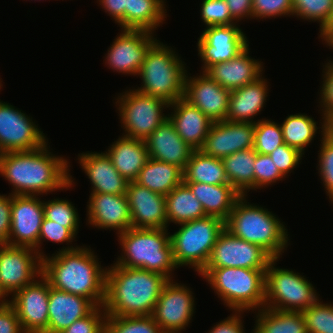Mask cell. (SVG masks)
<instances>
[{"label":"cell","mask_w":333,"mask_h":333,"mask_svg":"<svg viewBox=\"0 0 333 333\" xmlns=\"http://www.w3.org/2000/svg\"><path fill=\"white\" fill-rule=\"evenodd\" d=\"M48 143L32 151L0 154V175L12 185L11 195L47 196L74 187L70 161L50 152Z\"/></svg>","instance_id":"cell-1"},{"label":"cell","mask_w":333,"mask_h":333,"mask_svg":"<svg viewBox=\"0 0 333 333\" xmlns=\"http://www.w3.org/2000/svg\"><path fill=\"white\" fill-rule=\"evenodd\" d=\"M92 250L83 245L46 255L42 259V275L51 287L87 298L96 306H104L107 266H101Z\"/></svg>","instance_id":"cell-2"},{"label":"cell","mask_w":333,"mask_h":333,"mask_svg":"<svg viewBox=\"0 0 333 333\" xmlns=\"http://www.w3.org/2000/svg\"><path fill=\"white\" fill-rule=\"evenodd\" d=\"M110 266V267H109ZM107 266V316H150L169 279L162 274L116 264Z\"/></svg>","instance_id":"cell-3"},{"label":"cell","mask_w":333,"mask_h":333,"mask_svg":"<svg viewBox=\"0 0 333 333\" xmlns=\"http://www.w3.org/2000/svg\"><path fill=\"white\" fill-rule=\"evenodd\" d=\"M247 199V195H242L236 201L225 228L240 239L261 246L273 258H281L290 245L287 226L272 211Z\"/></svg>","instance_id":"cell-4"},{"label":"cell","mask_w":333,"mask_h":333,"mask_svg":"<svg viewBox=\"0 0 333 333\" xmlns=\"http://www.w3.org/2000/svg\"><path fill=\"white\" fill-rule=\"evenodd\" d=\"M117 237L122 251L114 264L152 271L173 280L178 267L174 263L168 229L131 227Z\"/></svg>","instance_id":"cell-5"},{"label":"cell","mask_w":333,"mask_h":333,"mask_svg":"<svg viewBox=\"0 0 333 333\" xmlns=\"http://www.w3.org/2000/svg\"><path fill=\"white\" fill-rule=\"evenodd\" d=\"M187 63L171 46L157 40L149 49L137 74L141 93L158 97L168 104L184 97Z\"/></svg>","instance_id":"cell-6"},{"label":"cell","mask_w":333,"mask_h":333,"mask_svg":"<svg viewBox=\"0 0 333 333\" xmlns=\"http://www.w3.org/2000/svg\"><path fill=\"white\" fill-rule=\"evenodd\" d=\"M266 270L213 268L202 279H205L227 309L248 313L264 308Z\"/></svg>","instance_id":"cell-7"},{"label":"cell","mask_w":333,"mask_h":333,"mask_svg":"<svg viewBox=\"0 0 333 333\" xmlns=\"http://www.w3.org/2000/svg\"><path fill=\"white\" fill-rule=\"evenodd\" d=\"M177 226L178 230L170 234L174 263L178 268L188 266L199 274L207 265L225 222L206 216Z\"/></svg>","instance_id":"cell-8"},{"label":"cell","mask_w":333,"mask_h":333,"mask_svg":"<svg viewBox=\"0 0 333 333\" xmlns=\"http://www.w3.org/2000/svg\"><path fill=\"white\" fill-rule=\"evenodd\" d=\"M280 258H273L265 271L266 308L302 312L320 297L314 285L294 269L276 267Z\"/></svg>","instance_id":"cell-9"},{"label":"cell","mask_w":333,"mask_h":333,"mask_svg":"<svg viewBox=\"0 0 333 333\" xmlns=\"http://www.w3.org/2000/svg\"><path fill=\"white\" fill-rule=\"evenodd\" d=\"M134 87L126 89L115 98L122 135L145 140L168 115L164 109L169 104L155 96L139 92ZM166 114V115H165Z\"/></svg>","instance_id":"cell-10"},{"label":"cell","mask_w":333,"mask_h":333,"mask_svg":"<svg viewBox=\"0 0 333 333\" xmlns=\"http://www.w3.org/2000/svg\"><path fill=\"white\" fill-rule=\"evenodd\" d=\"M272 259L261 246L240 239L224 228L213 246L207 265L198 275L203 278L211 269L222 267L267 269Z\"/></svg>","instance_id":"cell-11"},{"label":"cell","mask_w":333,"mask_h":333,"mask_svg":"<svg viewBox=\"0 0 333 333\" xmlns=\"http://www.w3.org/2000/svg\"><path fill=\"white\" fill-rule=\"evenodd\" d=\"M192 289L174 279L162 289L152 312L154 321L163 333H183L195 314V296Z\"/></svg>","instance_id":"cell-12"},{"label":"cell","mask_w":333,"mask_h":333,"mask_svg":"<svg viewBox=\"0 0 333 333\" xmlns=\"http://www.w3.org/2000/svg\"><path fill=\"white\" fill-rule=\"evenodd\" d=\"M36 124L32 116L0 100V154L32 151L44 146L48 138Z\"/></svg>","instance_id":"cell-13"},{"label":"cell","mask_w":333,"mask_h":333,"mask_svg":"<svg viewBox=\"0 0 333 333\" xmlns=\"http://www.w3.org/2000/svg\"><path fill=\"white\" fill-rule=\"evenodd\" d=\"M41 274L42 258L34 249L0 244V286L9 298Z\"/></svg>","instance_id":"cell-14"},{"label":"cell","mask_w":333,"mask_h":333,"mask_svg":"<svg viewBox=\"0 0 333 333\" xmlns=\"http://www.w3.org/2000/svg\"><path fill=\"white\" fill-rule=\"evenodd\" d=\"M248 46L249 40L238 24L206 27L196 47L202 61L201 72L237 57Z\"/></svg>","instance_id":"cell-15"},{"label":"cell","mask_w":333,"mask_h":333,"mask_svg":"<svg viewBox=\"0 0 333 333\" xmlns=\"http://www.w3.org/2000/svg\"><path fill=\"white\" fill-rule=\"evenodd\" d=\"M103 61L114 72L136 76L151 46L157 41L156 34L144 30L119 29ZM155 35V36H154Z\"/></svg>","instance_id":"cell-16"},{"label":"cell","mask_w":333,"mask_h":333,"mask_svg":"<svg viewBox=\"0 0 333 333\" xmlns=\"http://www.w3.org/2000/svg\"><path fill=\"white\" fill-rule=\"evenodd\" d=\"M9 299L24 333H44L47 330L49 282L42 274Z\"/></svg>","instance_id":"cell-17"},{"label":"cell","mask_w":333,"mask_h":333,"mask_svg":"<svg viewBox=\"0 0 333 333\" xmlns=\"http://www.w3.org/2000/svg\"><path fill=\"white\" fill-rule=\"evenodd\" d=\"M43 200L38 196L11 195V229L8 242L12 246L29 247L38 253Z\"/></svg>","instance_id":"cell-18"},{"label":"cell","mask_w":333,"mask_h":333,"mask_svg":"<svg viewBox=\"0 0 333 333\" xmlns=\"http://www.w3.org/2000/svg\"><path fill=\"white\" fill-rule=\"evenodd\" d=\"M190 75L187 71L183 98L213 122L226 120L231 90L222 87L204 72Z\"/></svg>","instance_id":"cell-19"},{"label":"cell","mask_w":333,"mask_h":333,"mask_svg":"<svg viewBox=\"0 0 333 333\" xmlns=\"http://www.w3.org/2000/svg\"><path fill=\"white\" fill-rule=\"evenodd\" d=\"M254 133L255 123L213 122L201 150L206 155L223 159L235 152L253 148Z\"/></svg>","instance_id":"cell-20"},{"label":"cell","mask_w":333,"mask_h":333,"mask_svg":"<svg viewBox=\"0 0 333 333\" xmlns=\"http://www.w3.org/2000/svg\"><path fill=\"white\" fill-rule=\"evenodd\" d=\"M87 223L101 230H116V235L132 227L126 195L90 193Z\"/></svg>","instance_id":"cell-21"},{"label":"cell","mask_w":333,"mask_h":333,"mask_svg":"<svg viewBox=\"0 0 333 333\" xmlns=\"http://www.w3.org/2000/svg\"><path fill=\"white\" fill-rule=\"evenodd\" d=\"M126 197L132 228L167 229L164 195L131 181L127 186Z\"/></svg>","instance_id":"cell-22"},{"label":"cell","mask_w":333,"mask_h":333,"mask_svg":"<svg viewBox=\"0 0 333 333\" xmlns=\"http://www.w3.org/2000/svg\"><path fill=\"white\" fill-rule=\"evenodd\" d=\"M78 164L90 180L91 193L126 195L128 181L116 170L106 152H82Z\"/></svg>","instance_id":"cell-23"},{"label":"cell","mask_w":333,"mask_h":333,"mask_svg":"<svg viewBox=\"0 0 333 333\" xmlns=\"http://www.w3.org/2000/svg\"><path fill=\"white\" fill-rule=\"evenodd\" d=\"M149 158L180 167L183 171L194 149L178 135L169 118L145 140Z\"/></svg>","instance_id":"cell-24"},{"label":"cell","mask_w":333,"mask_h":333,"mask_svg":"<svg viewBox=\"0 0 333 333\" xmlns=\"http://www.w3.org/2000/svg\"><path fill=\"white\" fill-rule=\"evenodd\" d=\"M96 307L87 298L57 290L49 284L48 327L44 333H61Z\"/></svg>","instance_id":"cell-25"},{"label":"cell","mask_w":333,"mask_h":333,"mask_svg":"<svg viewBox=\"0 0 333 333\" xmlns=\"http://www.w3.org/2000/svg\"><path fill=\"white\" fill-rule=\"evenodd\" d=\"M168 118L178 135L194 150H201L213 121L184 98L169 104Z\"/></svg>","instance_id":"cell-26"},{"label":"cell","mask_w":333,"mask_h":333,"mask_svg":"<svg viewBox=\"0 0 333 333\" xmlns=\"http://www.w3.org/2000/svg\"><path fill=\"white\" fill-rule=\"evenodd\" d=\"M249 53L248 46L237 57L210 66L204 73L229 90L245 86L257 80L265 71L264 63L259 59L252 58Z\"/></svg>","instance_id":"cell-27"},{"label":"cell","mask_w":333,"mask_h":333,"mask_svg":"<svg viewBox=\"0 0 333 333\" xmlns=\"http://www.w3.org/2000/svg\"><path fill=\"white\" fill-rule=\"evenodd\" d=\"M264 77L262 75L245 86L231 90L226 120L242 123H256L261 120L254 118L263 111L271 88Z\"/></svg>","instance_id":"cell-28"},{"label":"cell","mask_w":333,"mask_h":333,"mask_svg":"<svg viewBox=\"0 0 333 333\" xmlns=\"http://www.w3.org/2000/svg\"><path fill=\"white\" fill-rule=\"evenodd\" d=\"M112 142L106 149L116 170L128 181H135L149 159L144 140L124 135Z\"/></svg>","instance_id":"cell-29"},{"label":"cell","mask_w":333,"mask_h":333,"mask_svg":"<svg viewBox=\"0 0 333 333\" xmlns=\"http://www.w3.org/2000/svg\"><path fill=\"white\" fill-rule=\"evenodd\" d=\"M202 204L207 216H215L224 222L228 219L236 201L242 196L230 184L212 185L185 183Z\"/></svg>","instance_id":"cell-30"},{"label":"cell","mask_w":333,"mask_h":333,"mask_svg":"<svg viewBox=\"0 0 333 333\" xmlns=\"http://www.w3.org/2000/svg\"><path fill=\"white\" fill-rule=\"evenodd\" d=\"M166 0H127L125 29L156 33L167 18Z\"/></svg>","instance_id":"cell-31"},{"label":"cell","mask_w":333,"mask_h":333,"mask_svg":"<svg viewBox=\"0 0 333 333\" xmlns=\"http://www.w3.org/2000/svg\"><path fill=\"white\" fill-rule=\"evenodd\" d=\"M183 173V170L176 165L149 158L135 182L166 196L184 182Z\"/></svg>","instance_id":"cell-32"},{"label":"cell","mask_w":333,"mask_h":333,"mask_svg":"<svg viewBox=\"0 0 333 333\" xmlns=\"http://www.w3.org/2000/svg\"><path fill=\"white\" fill-rule=\"evenodd\" d=\"M167 228L170 223L179 225L206 217L202 204L183 182L165 196Z\"/></svg>","instance_id":"cell-33"},{"label":"cell","mask_w":333,"mask_h":333,"mask_svg":"<svg viewBox=\"0 0 333 333\" xmlns=\"http://www.w3.org/2000/svg\"><path fill=\"white\" fill-rule=\"evenodd\" d=\"M184 183L229 184L222 159L194 150L187 162Z\"/></svg>","instance_id":"cell-34"},{"label":"cell","mask_w":333,"mask_h":333,"mask_svg":"<svg viewBox=\"0 0 333 333\" xmlns=\"http://www.w3.org/2000/svg\"><path fill=\"white\" fill-rule=\"evenodd\" d=\"M319 123L321 127L317 126L318 122L314 117L305 113L288 115L281 123L284 143L305 154L306 148L314 141L316 134L324 135V119H320Z\"/></svg>","instance_id":"cell-35"},{"label":"cell","mask_w":333,"mask_h":333,"mask_svg":"<svg viewBox=\"0 0 333 333\" xmlns=\"http://www.w3.org/2000/svg\"><path fill=\"white\" fill-rule=\"evenodd\" d=\"M254 313L256 320L253 327L257 333H307L301 312L264 307Z\"/></svg>","instance_id":"cell-36"},{"label":"cell","mask_w":333,"mask_h":333,"mask_svg":"<svg viewBox=\"0 0 333 333\" xmlns=\"http://www.w3.org/2000/svg\"><path fill=\"white\" fill-rule=\"evenodd\" d=\"M254 148L235 152L222 159L229 184L241 195H249L254 191V163L256 158Z\"/></svg>","instance_id":"cell-37"},{"label":"cell","mask_w":333,"mask_h":333,"mask_svg":"<svg viewBox=\"0 0 333 333\" xmlns=\"http://www.w3.org/2000/svg\"><path fill=\"white\" fill-rule=\"evenodd\" d=\"M79 228H65V224H58L56 222H53L51 220H48L44 217L40 233H39V242H38V255L43 259L46 254L43 251L42 245L44 241H50L52 243H60L67 245L66 247L63 245V248H59L58 251H71L74 249H77L80 247L79 245L75 246V243L72 244V242L77 241V234H78ZM72 244V245H71ZM42 248V249H40Z\"/></svg>","instance_id":"cell-38"},{"label":"cell","mask_w":333,"mask_h":333,"mask_svg":"<svg viewBox=\"0 0 333 333\" xmlns=\"http://www.w3.org/2000/svg\"><path fill=\"white\" fill-rule=\"evenodd\" d=\"M293 15L303 21L318 22L319 33L329 24L333 0H292Z\"/></svg>","instance_id":"cell-39"},{"label":"cell","mask_w":333,"mask_h":333,"mask_svg":"<svg viewBox=\"0 0 333 333\" xmlns=\"http://www.w3.org/2000/svg\"><path fill=\"white\" fill-rule=\"evenodd\" d=\"M105 333H163L150 316H107Z\"/></svg>","instance_id":"cell-40"},{"label":"cell","mask_w":333,"mask_h":333,"mask_svg":"<svg viewBox=\"0 0 333 333\" xmlns=\"http://www.w3.org/2000/svg\"><path fill=\"white\" fill-rule=\"evenodd\" d=\"M284 144L281 124L262 118L255 123L254 145L256 153L269 155Z\"/></svg>","instance_id":"cell-41"},{"label":"cell","mask_w":333,"mask_h":333,"mask_svg":"<svg viewBox=\"0 0 333 333\" xmlns=\"http://www.w3.org/2000/svg\"><path fill=\"white\" fill-rule=\"evenodd\" d=\"M301 313L307 333H333V302L324 303L319 298Z\"/></svg>","instance_id":"cell-42"},{"label":"cell","mask_w":333,"mask_h":333,"mask_svg":"<svg viewBox=\"0 0 333 333\" xmlns=\"http://www.w3.org/2000/svg\"><path fill=\"white\" fill-rule=\"evenodd\" d=\"M44 217L58 224H65V228H79V214L74 204L67 199L53 198L43 200Z\"/></svg>","instance_id":"cell-43"},{"label":"cell","mask_w":333,"mask_h":333,"mask_svg":"<svg viewBox=\"0 0 333 333\" xmlns=\"http://www.w3.org/2000/svg\"><path fill=\"white\" fill-rule=\"evenodd\" d=\"M317 170L325 193L333 204V142L324 135L320 136Z\"/></svg>","instance_id":"cell-44"},{"label":"cell","mask_w":333,"mask_h":333,"mask_svg":"<svg viewBox=\"0 0 333 333\" xmlns=\"http://www.w3.org/2000/svg\"><path fill=\"white\" fill-rule=\"evenodd\" d=\"M200 16L206 27L239 24L229 11L225 0H202Z\"/></svg>","instance_id":"cell-45"},{"label":"cell","mask_w":333,"mask_h":333,"mask_svg":"<svg viewBox=\"0 0 333 333\" xmlns=\"http://www.w3.org/2000/svg\"><path fill=\"white\" fill-rule=\"evenodd\" d=\"M285 177L279 172L269 155L256 154L254 163V191L268 188Z\"/></svg>","instance_id":"cell-46"},{"label":"cell","mask_w":333,"mask_h":333,"mask_svg":"<svg viewBox=\"0 0 333 333\" xmlns=\"http://www.w3.org/2000/svg\"><path fill=\"white\" fill-rule=\"evenodd\" d=\"M252 19H272L291 17L293 15L292 0H253Z\"/></svg>","instance_id":"cell-47"},{"label":"cell","mask_w":333,"mask_h":333,"mask_svg":"<svg viewBox=\"0 0 333 333\" xmlns=\"http://www.w3.org/2000/svg\"><path fill=\"white\" fill-rule=\"evenodd\" d=\"M106 317L104 306H97L89 315L76 320L61 333H105Z\"/></svg>","instance_id":"cell-48"},{"label":"cell","mask_w":333,"mask_h":333,"mask_svg":"<svg viewBox=\"0 0 333 333\" xmlns=\"http://www.w3.org/2000/svg\"><path fill=\"white\" fill-rule=\"evenodd\" d=\"M303 155L298 149L288 146L286 143L277 147L269 157L275 163L279 172L287 178L295 168L301 164Z\"/></svg>","instance_id":"cell-49"},{"label":"cell","mask_w":333,"mask_h":333,"mask_svg":"<svg viewBox=\"0 0 333 333\" xmlns=\"http://www.w3.org/2000/svg\"><path fill=\"white\" fill-rule=\"evenodd\" d=\"M322 70V84L319 92V112L322 119L330 112H333V60H326ZM322 111V112H321Z\"/></svg>","instance_id":"cell-50"},{"label":"cell","mask_w":333,"mask_h":333,"mask_svg":"<svg viewBox=\"0 0 333 333\" xmlns=\"http://www.w3.org/2000/svg\"><path fill=\"white\" fill-rule=\"evenodd\" d=\"M0 333H24L15 308L9 303H0Z\"/></svg>","instance_id":"cell-51"},{"label":"cell","mask_w":333,"mask_h":333,"mask_svg":"<svg viewBox=\"0 0 333 333\" xmlns=\"http://www.w3.org/2000/svg\"><path fill=\"white\" fill-rule=\"evenodd\" d=\"M243 311H232V314L221 320L220 322H216L209 332L206 333H246L244 328V320Z\"/></svg>","instance_id":"cell-52"},{"label":"cell","mask_w":333,"mask_h":333,"mask_svg":"<svg viewBox=\"0 0 333 333\" xmlns=\"http://www.w3.org/2000/svg\"><path fill=\"white\" fill-rule=\"evenodd\" d=\"M11 229V194H0V244L8 242Z\"/></svg>","instance_id":"cell-53"},{"label":"cell","mask_w":333,"mask_h":333,"mask_svg":"<svg viewBox=\"0 0 333 333\" xmlns=\"http://www.w3.org/2000/svg\"><path fill=\"white\" fill-rule=\"evenodd\" d=\"M127 0H97V3L111 19L125 29V6Z\"/></svg>","instance_id":"cell-54"},{"label":"cell","mask_w":333,"mask_h":333,"mask_svg":"<svg viewBox=\"0 0 333 333\" xmlns=\"http://www.w3.org/2000/svg\"><path fill=\"white\" fill-rule=\"evenodd\" d=\"M231 16L239 23L243 19L253 18V0H225Z\"/></svg>","instance_id":"cell-55"},{"label":"cell","mask_w":333,"mask_h":333,"mask_svg":"<svg viewBox=\"0 0 333 333\" xmlns=\"http://www.w3.org/2000/svg\"><path fill=\"white\" fill-rule=\"evenodd\" d=\"M319 39L321 38L322 43L333 49V27H325L320 34L318 35Z\"/></svg>","instance_id":"cell-56"},{"label":"cell","mask_w":333,"mask_h":333,"mask_svg":"<svg viewBox=\"0 0 333 333\" xmlns=\"http://www.w3.org/2000/svg\"><path fill=\"white\" fill-rule=\"evenodd\" d=\"M324 136L333 142V112L324 116Z\"/></svg>","instance_id":"cell-57"},{"label":"cell","mask_w":333,"mask_h":333,"mask_svg":"<svg viewBox=\"0 0 333 333\" xmlns=\"http://www.w3.org/2000/svg\"><path fill=\"white\" fill-rule=\"evenodd\" d=\"M8 296L2 291L0 286V303L9 302Z\"/></svg>","instance_id":"cell-58"},{"label":"cell","mask_w":333,"mask_h":333,"mask_svg":"<svg viewBox=\"0 0 333 333\" xmlns=\"http://www.w3.org/2000/svg\"><path fill=\"white\" fill-rule=\"evenodd\" d=\"M326 27H333V12L329 24Z\"/></svg>","instance_id":"cell-59"},{"label":"cell","mask_w":333,"mask_h":333,"mask_svg":"<svg viewBox=\"0 0 333 333\" xmlns=\"http://www.w3.org/2000/svg\"><path fill=\"white\" fill-rule=\"evenodd\" d=\"M2 82H3V81H1V78H0V90H1V88L3 87Z\"/></svg>","instance_id":"cell-60"},{"label":"cell","mask_w":333,"mask_h":333,"mask_svg":"<svg viewBox=\"0 0 333 333\" xmlns=\"http://www.w3.org/2000/svg\"><path fill=\"white\" fill-rule=\"evenodd\" d=\"M251 333H257V332H256L255 329L253 328V329L251 330Z\"/></svg>","instance_id":"cell-61"}]
</instances>
